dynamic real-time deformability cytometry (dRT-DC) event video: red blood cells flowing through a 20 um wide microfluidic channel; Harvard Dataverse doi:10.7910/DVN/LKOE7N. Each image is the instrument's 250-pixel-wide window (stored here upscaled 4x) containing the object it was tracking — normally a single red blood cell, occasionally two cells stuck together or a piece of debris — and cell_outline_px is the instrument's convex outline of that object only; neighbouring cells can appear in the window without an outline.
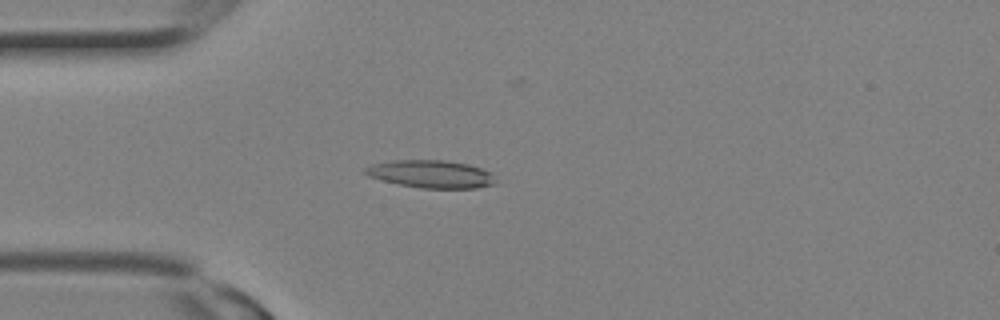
{"species": "Egyptian fruit bat (a non-hibernating species)", "species_latin": "Rousettus aegyptiacus", "temperature_condition": "room temperature", "stored_images_in_passage": 2, "camera_frame_rate_fps": 3000, "um_per_image_px": 0.085, "animal": {"sex": "female"}, "frame": {"image": 1, "passage_image": 2, "time_ms": 0.333, "image_size_px": [1000, 320], "cell_outline_px": [[496, 184], [476, 188], [420, 188], [400, 184], [368, 176], [364, 172], [364, 168], [372, 164], [392, 160], [444, 160], [468, 164], [492, 172]], "centroid_in_image_um": [36.66, 14.79], "position_along_channel_um": 48.3, "area_um2": 20.98}}